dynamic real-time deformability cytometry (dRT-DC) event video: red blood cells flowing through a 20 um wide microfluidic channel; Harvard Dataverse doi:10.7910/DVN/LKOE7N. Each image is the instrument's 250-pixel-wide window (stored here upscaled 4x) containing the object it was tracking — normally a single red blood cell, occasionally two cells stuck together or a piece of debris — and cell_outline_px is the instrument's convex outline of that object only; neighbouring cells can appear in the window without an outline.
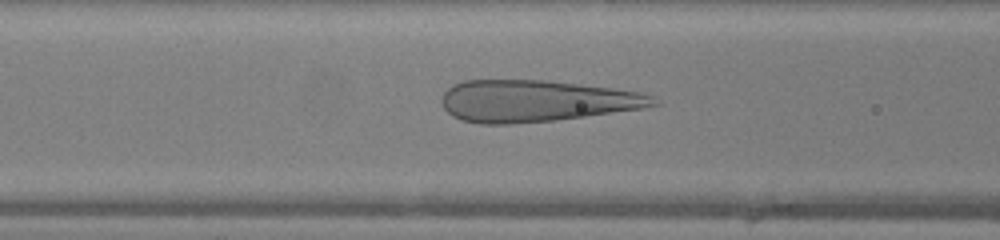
{"species": "human", "species_latin": "Homo sapiens", "temperature_condition": "warm", "stored_images_in_passage": 43, "camera_frame_rate_fps": 3000, "um_per_image_px": 0.085, "donor": {"sex": "female"}, "frame": {"image": 1, "passage_image": 13, "time_ms": 4.0, "image_size_px": [1000, 240], "cell_outline_px": [[660, 104], [640, 108], [556, 120], [512, 124], [480, 124], [464, 120], [452, 116], [444, 108], [444, 92], [448, 88], [464, 80], [544, 80], [608, 88], [636, 92], [652, 96]], "centroid_in_image_um": [45.51, 8.59], "position_along_channel_um": 121.1, "area_um2": 50.52}}
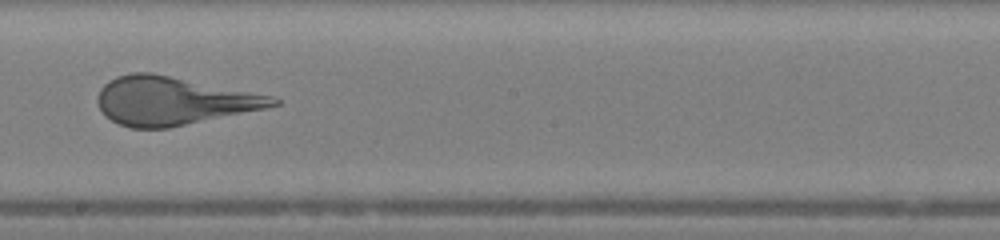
{"frame": {"image": 2, "passage_image": 21, "time_ms": 6.667, "image_size_px": [1000, 240], "cell_outline_px": [[280, 104], [264, 108], [168, 128], [132, 128], [120, 124], [112, 120], [100, 108], [96, 100], [100, 88], [108, 80], [116, 76], [132, 72], [152, 72], [272, 96], [280, 100]], "centroid_in_image_um": [14.67, 8.55], "position_along_channel_um": 233.5, "area_um2": 48.73}}
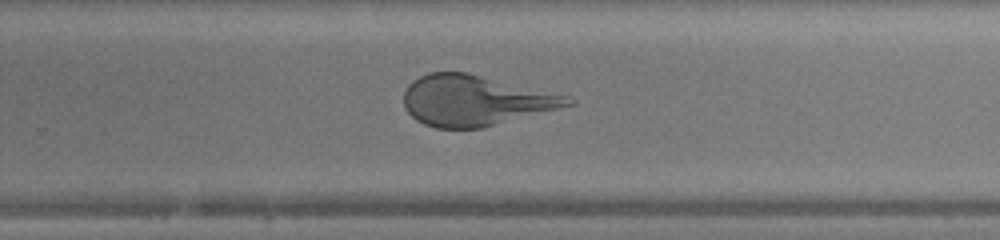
{"frame": {"image": 3, "passage_image": 25, "time_ms": 8.0, "image_size_px": [1000, 240], "cell_outline_px": [[576, 104], [480, 128], [436, 128], [424, 124], [416, 120], [404, 108], [404, 92], [408, 84], [412, 80], [428, 72], [468, 72], [568, 96], [576, 100]], "centroid_in_image_um": [40.36, 8.53], "position_along_channel_um": 289.4, "area_um2": 48.15}}